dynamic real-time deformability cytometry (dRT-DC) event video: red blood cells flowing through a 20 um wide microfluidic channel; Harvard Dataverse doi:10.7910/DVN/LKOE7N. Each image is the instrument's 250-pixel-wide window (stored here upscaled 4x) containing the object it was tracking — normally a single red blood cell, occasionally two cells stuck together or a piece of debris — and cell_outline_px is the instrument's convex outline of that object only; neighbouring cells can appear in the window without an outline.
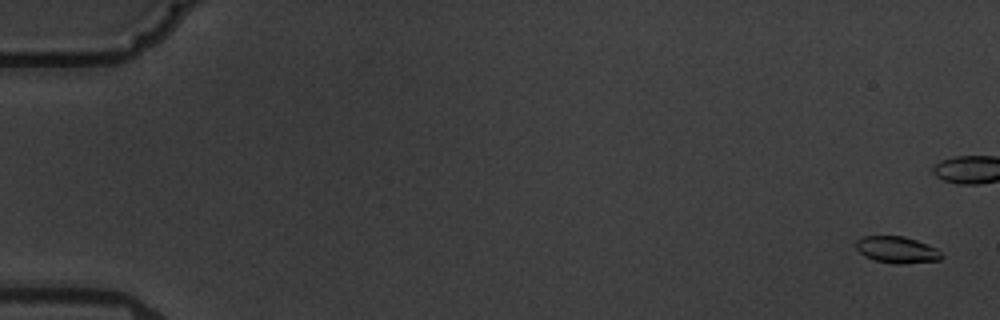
{"species": "common noctule bat (a hibernating species)", "species_latin": "Nyctalus noctula", "temperature_condition": "warm", "stored_images_in_passage": 7, "camera_frame_rate_fps": 3000, "um_per_image_px": 0.085, "animal": {"sex": "male", "body_mass_g": 19.5, "forearm_length_mm": 54.6}, "frame": {"image": 1, "passage_image": 1, "time_ms": 0.0, "image_size_px": [1000, 320], "cell_outline_px": [[944, 256], [940, 260], [904, 264], [896, 264], [876, 260], [864, 256], [856, 248], [856, 240], [864, 236], [904, 236], [916, 240], [936, 248]], "centroid_in_image_um": [76.25, 21.23], "position_along_channel_um": 8.8, "area_um2": 13.24}}
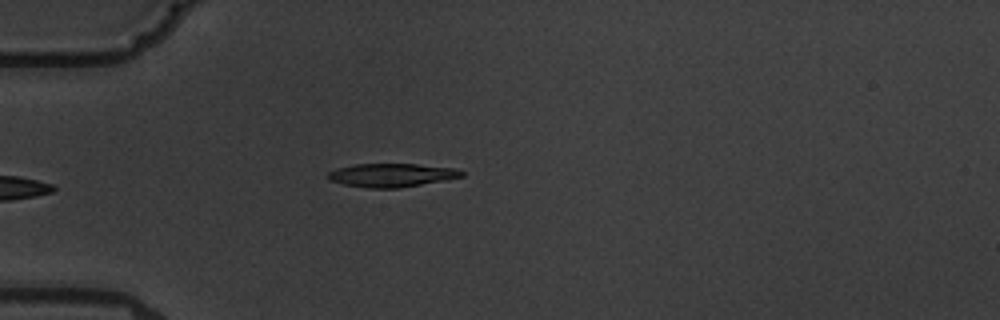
{"frame": {"image": 2, "passage_image": 7, "time_ms": 6.667, "image_size_px": [1000, 320], "cell_outline_px": [[464, 176], [444, 180], [400, 188], [368, 188], [344, 184], [328, 180], [324, 176], [328, 172], [336, 168], [356, 164], [416, 164], [456, 168], [464, 172]], "centroid_in_image_um": [33.25, 14.88], "position_along_channel_um": 51.8, "area_um2": 18.38}}